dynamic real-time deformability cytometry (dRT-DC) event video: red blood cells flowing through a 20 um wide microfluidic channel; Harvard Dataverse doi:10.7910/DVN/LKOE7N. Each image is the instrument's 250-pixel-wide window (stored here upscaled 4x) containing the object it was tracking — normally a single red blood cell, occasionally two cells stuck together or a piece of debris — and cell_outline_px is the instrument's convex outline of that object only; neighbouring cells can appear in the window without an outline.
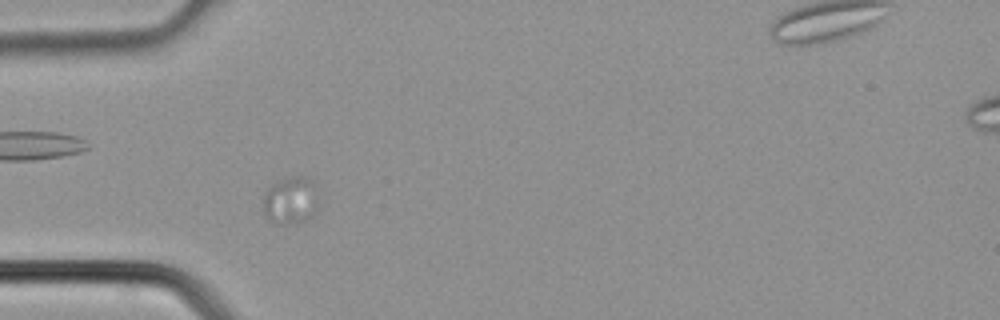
{"species": "common noctule bat (a hibernating species)", "species_latin": "Nyctalus noctula", "temperature_condition": "cold", "stored_images_in_passage": 32, "camera_frame_rate_fps": 3000, "um_per_image_px": 0.085, "animal": {"sex": "male", "body_mass_g": 21.5, "forearm_length_mm": 52.0}, "frame": {"image": 1, "passage_image": 1, "time_ms": 0.0, "image_size_px": [1000, 320], "cell_outline_px": [[316, 212], [312, 216], [304, 220], [280, 224], [268, 220], [264, 212], [264, 192], [272, 184], [280, 180], [296, 176], [304, 176], [312, 180], [316, 200]], "centroid_in_image_um": [24.67, 17.03], "position_along_channel_um": 60.3, "area_um2": 14.85}}
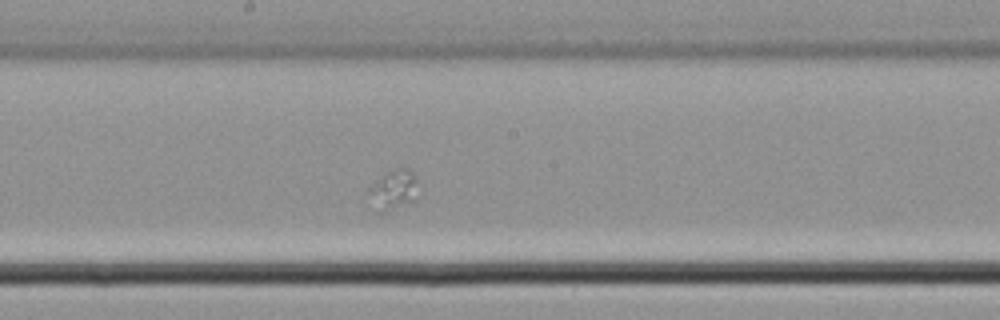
{"frame": {"image": 2, "passage_image": 11, "time_ms": 3.333, "image_size_px": [1000, 320], "cell_outline_px": [[416, 200], [384, 212], [372, 212], [368, 208], [368, 188], [384, 172], [392, 168], [408, 168], [412, 172], [416, 180]], "centroid_in_image_um": [33.33, 16.17], "position_along_channel_um": 214.9, "area_um2": 12.02}}
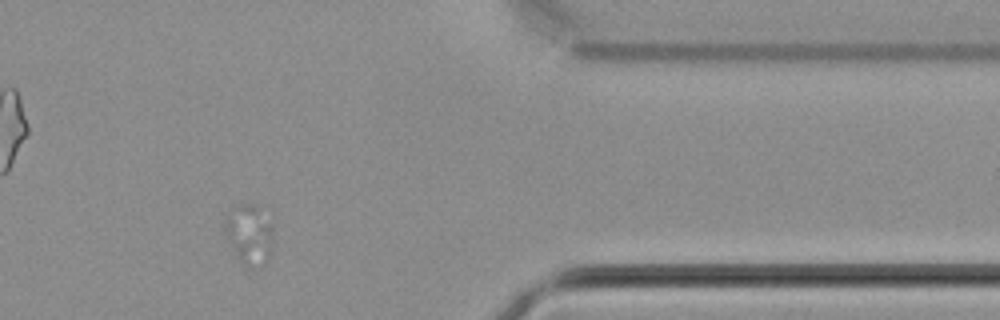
{"frame": {"image": 3, "passage_image": 23, "time_ms": 7.333, "image_size_px": [1000, 320], "cell_outline_px": [[272, 252], [268, 256], [248, 268], [240, 264], [228, 244], [224, 232], [224, 220], [236, 204], [256, 204], [272, 224]], "centroid_in_image_um": [21.13, 19.89], "position_along_channel_um": 390.3, "area_um2": 16.88}}